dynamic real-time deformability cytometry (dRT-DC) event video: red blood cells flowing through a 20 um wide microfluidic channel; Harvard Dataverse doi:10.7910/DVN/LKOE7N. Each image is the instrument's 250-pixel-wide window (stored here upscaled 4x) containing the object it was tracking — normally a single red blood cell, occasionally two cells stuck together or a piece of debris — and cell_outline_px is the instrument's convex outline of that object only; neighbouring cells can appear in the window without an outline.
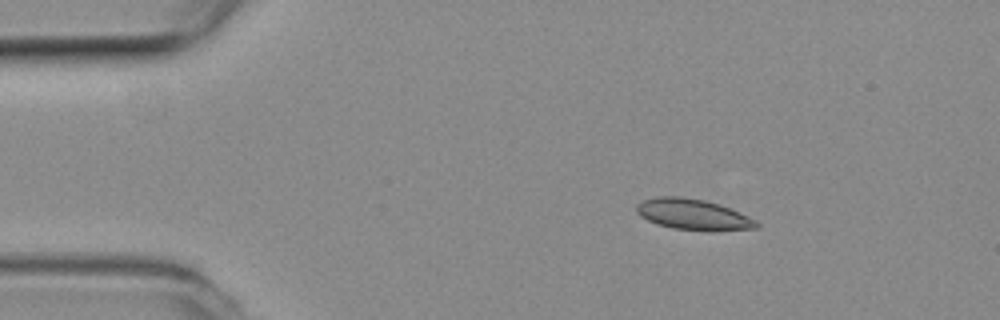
{"species": "common noctule bat (a hibernating species)", "species_latin": "Nyctalus noctula", "temperature_condition": "room temperature", "stored_images_in_passage": 45, "camera_frame_rate_fps": 3000, "um_per_image_px": 0.085, "animal": {"sex": "female", "body_mass_g": 19.3, "forearm_length_mm": 54.1}, "frame": {"image": 1, "passage_image": 1, "time_ms": 0.0, "image_size_px": [1000, 320], "cell_outline_px": [[760, 224], [756, 228], [716, 232], [708, 232], [672, 228], [656, 224], [640, 216], [636, 212], [636, 204], [644, 200], [656, 196], [680, 196], [704, 200], [720, 204], [748, 216], [756, 220]], "centroid_in_image_um": [58.92, 18.25], "position_along_channel_um": 26.1, "area_um2": 21.96}}
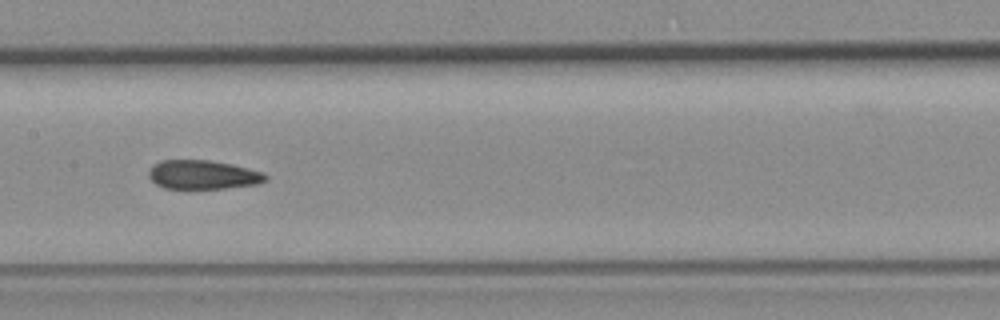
{"frame": {"image": 2, "passage_image": 19, "time_ms": 6.0, "image_size_px": [1000, 320], "cell_outline_px": [[268, 180], [256, 184], [224, 188], [164, 188], [156, 184], [148, 176], [148, 172], [152, 164], [160, 160], [208, 160], [232, 164], [264, 172], [268, 176]], "centroid_in_image_um": [17.24, 14.84], "position_along_channel_um": 190.2, "area_um2": 19.77}}
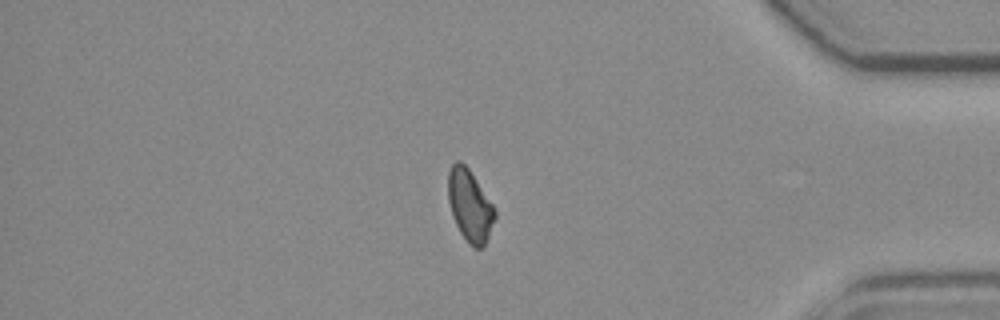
{"frame": {"image": 3, "passage_image": 38, "time_ms": 12.333, "image_size_px": [1000, 320], "cell_outline_px": [[496, 216], [484, 248], [476, 248], [468, 244], [460, 232], [452, 216], [448, 200], [448, 172], [452, 164], [456, 160], [460, 160], [468, 168], [492, 204], [496, 212]], "centroid_in_image_um": [39.92, 17.49], "position_along_channel_um": 395.3, "area_um2": 19.48}, "authors_computed_cell_mechanics": {"area_um2": 20.519, "velocity_mm_per_s": 3.7708, "shape_relaxation_time_tau1_ms": null, "shape_relaxation_time_tau2_ms": 2.6541, "deformation_change_tau1": null, "deformation_change_tau2": 0.0706}}